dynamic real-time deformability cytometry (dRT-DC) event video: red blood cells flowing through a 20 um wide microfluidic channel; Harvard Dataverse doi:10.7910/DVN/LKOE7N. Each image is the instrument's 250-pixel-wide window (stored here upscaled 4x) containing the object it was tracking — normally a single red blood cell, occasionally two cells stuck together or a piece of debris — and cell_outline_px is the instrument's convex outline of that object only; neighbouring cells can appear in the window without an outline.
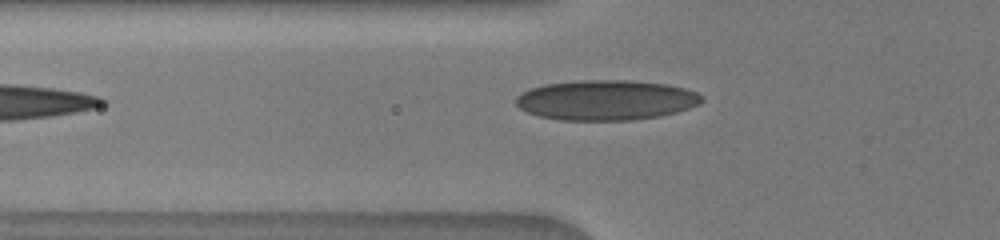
{"species": "human", "species_latin": "Homo sapiens", "temperature_condition": "warm", "stored_images_in_passage": 10, "camera_frame_rate_fps": 3000, "um_per_image_px": 0.085, "donor": {"sex": "male"}, "frame": {"image": 1, "passage_image": 10, "time_ms": 5.667, "image_size_px": [1000, 240], "cell_outline_px": [[704, 100], [700, 104], [676, 112], [660, 116], [632, 120], [560, 120], [540, 116], [528, 112], [520, 108], [516, 104], [516, 96], [528, 88], [544, 84], [580, 80], [628, 80], [668, 84], [684, 88], [696, 92], [704, 96]], "centroid_in_image_um": [51.52, 8.5], "position_along_channel_um": 74.3, "area_um2": 43.64}}